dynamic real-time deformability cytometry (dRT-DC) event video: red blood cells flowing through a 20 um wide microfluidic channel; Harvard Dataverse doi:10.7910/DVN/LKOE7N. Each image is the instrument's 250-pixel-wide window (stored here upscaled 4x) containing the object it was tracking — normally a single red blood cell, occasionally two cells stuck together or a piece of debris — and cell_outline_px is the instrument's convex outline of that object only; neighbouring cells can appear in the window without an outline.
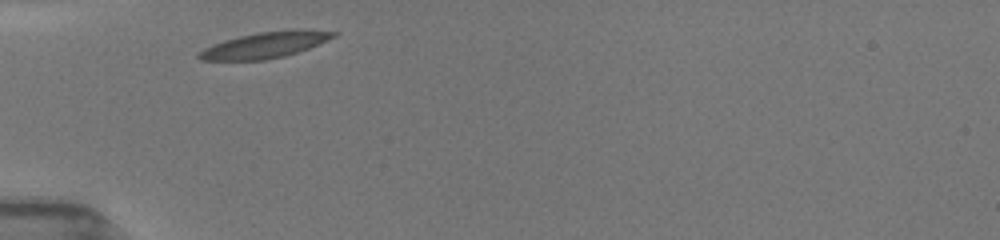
{"species": "common noctule bat (a hibernating species)", "species_latin": "Nyctalus noctula", "temperature_condition": "room temperature", "stored_images_in_passage": 3, "camera_frame_rate_fps": 3000, "um_per_image_px": 0.085, "animal": {"sex": "female", "body_mass_g": 19.5, "forearm_length_mm": 54.1}, "frame": {"image": 1, "passage_image": 1, "time_ms": 0.0, "image_size_px": [1000, 240], "cell_outline_px": [[336, 36], [328, 40], [308, 48], [284, 56], [268, 60], [200, 60], [196, 56], [204, 48], [212, 44], [224, 40], [256, 32], [292, 28], [304, 28], [336, 32]], "centroid_in_image_um": [22.55, 3.8], "position_along_channel_um": 62.4, "area_um2": 20.63}}
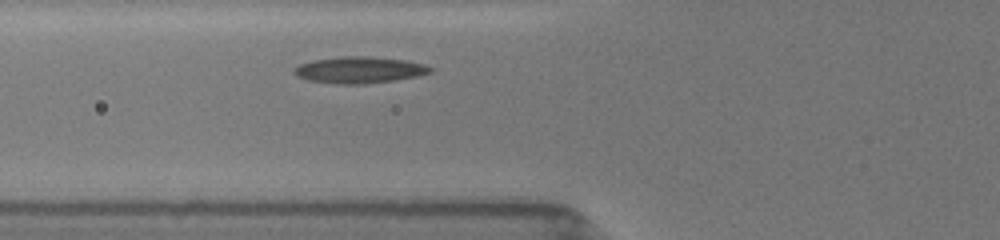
{"frame": {"image": 2, "passage_image": 3, "time_ms": 1.0, "image_size_px": [1000, 240], "cell_outline_px": [[432, 72], [416, 76], [392, 80], [364, 84], [336, 84], [308, 80], [296, 76], [292, 72], [292, 68], [300, 64], [312, 60], [340, 56], [368, 56], [408, 60], [424, 64], [432, 68]], "centroid_in_image_um": [30.5, 5.93], "position_along_channel_um": 95.3, "area_um2": 21.15}}